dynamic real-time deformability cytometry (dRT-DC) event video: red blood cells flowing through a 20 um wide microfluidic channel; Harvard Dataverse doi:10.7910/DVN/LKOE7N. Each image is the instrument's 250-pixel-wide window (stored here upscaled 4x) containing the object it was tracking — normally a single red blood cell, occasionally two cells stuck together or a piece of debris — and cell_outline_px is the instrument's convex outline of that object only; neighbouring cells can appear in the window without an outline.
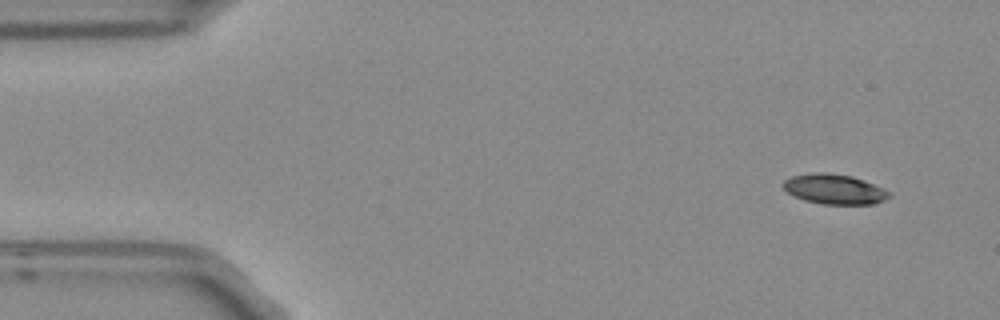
{"species": "Egyptian fruit bat (a non-hibernating species)", "species_latin": "Rousettus aegyptiacus", "temperature_condition": "room temperature", "stored_images_in_passage": 5, "camera_frame_rate_fps": 3000, "um_per_image_px": 0.085, "frame": {"image": 1, "passage_image": 1, "time_ms": 0.0, "image_size_px": [1000, 320], "cell_outline_px": [[892, 196], [884, 200], [872, 204], [824, 204], [804, 200], [788, 192], [780, 184], [784, 180], [792, 176], [816, 172], [824, 172], [852, 176], [864, 180], [892, 192]], "centroid_in_image_um": [70.94, 16.07], "position_along_channel_um": 14.1, "area_um2": 18.5}}
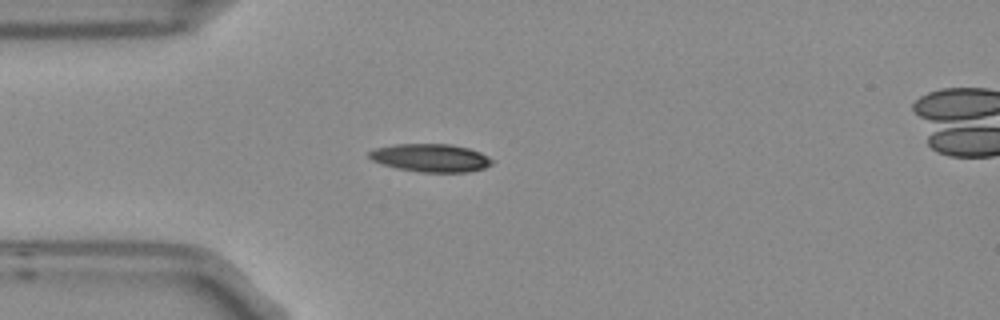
{"frame": {"image": 2, "passage_image": 4, "time_ms": 1.0, "image_size_px": [1000, 320], "cell_outline_px": [[492, 164], [484, 168], [468, 172], [420, 172], [396, 168], [372, 160], [368, 156], [368, 152], [376, 148], [392, 144], [452, 144], [468, 148], [480, 152], [488, 156], [492, 160]], "centroid_in_image_um": [36.61, 13.41], "position_along_channel_um": 48.4, "area_um2": 20.06}}